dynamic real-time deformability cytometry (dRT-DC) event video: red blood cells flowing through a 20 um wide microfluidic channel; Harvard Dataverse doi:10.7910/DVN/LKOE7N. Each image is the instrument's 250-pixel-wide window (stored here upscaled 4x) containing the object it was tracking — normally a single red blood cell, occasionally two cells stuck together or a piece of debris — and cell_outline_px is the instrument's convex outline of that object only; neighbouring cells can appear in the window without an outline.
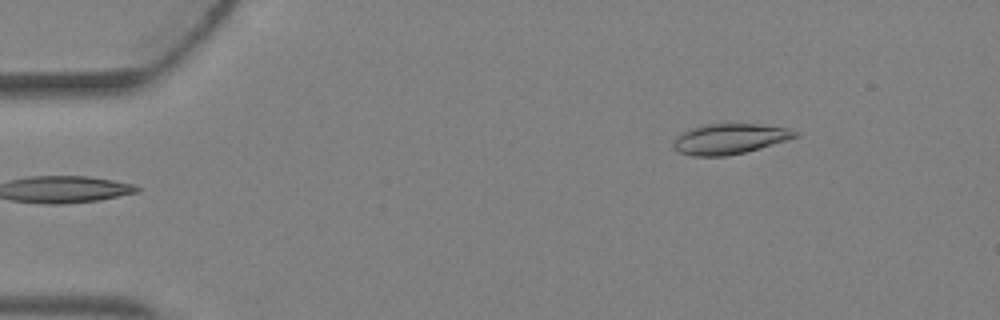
{"species": "Egyptian fruit bat (a non-hibernating species)", "species_latin": "Rousettus aegyptiacus", "temperature_condition": "warm", "stored_images_in_passage": 4, "camera_frame_rate_fps": 3000, "um_per_image_px": 0.085, "animal": {"sex": "female"}, "frame": {"image": 1, "passage_image": 4, "time_ms": 1.0, "image_size_px": [1000, 320], "cell_outline_px": [[800, 136], [788, 140], [744, 152], [724, 156], [692, 156], [680, 152], [672, 144], [676, 136], [692, 128], [704, 124], [756, 124], [788, 128], [800, 132]], "centroid_in_image_um": [62.05, 11.8], "position_along_channel_um": 22.9, "area_um2": 21.39}}